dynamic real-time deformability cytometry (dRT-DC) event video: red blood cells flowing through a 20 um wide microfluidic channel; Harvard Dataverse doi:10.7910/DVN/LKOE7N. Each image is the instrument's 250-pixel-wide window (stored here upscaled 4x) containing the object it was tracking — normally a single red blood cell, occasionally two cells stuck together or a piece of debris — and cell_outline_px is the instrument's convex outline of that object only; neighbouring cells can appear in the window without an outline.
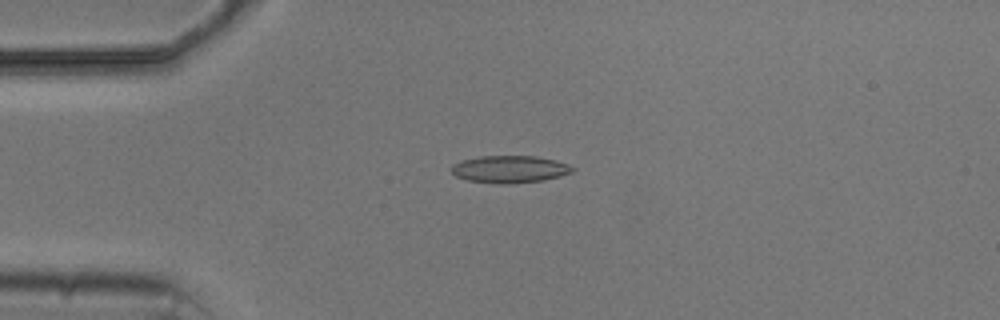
{"species": "common noctule bat (a hibernating species)", "species_latin": "Nyctalus noctula", "temperature_condition": "cold", "stored_images_in_passage": 4, "camera_frame_rate_fps": 3000, "um_per_image_px": 0.085, "animal": {"sex": "male", "body_mass_g": 20.5, "forearm_length_mm": 52.5}, "frame": {"image": 1, "passage_image": 4, "time_ms": 4.333, "image_size_px": [1000, 320], "cell_outline_px": [[576, 168], [572, 172], [560, 176], [544, 180], [508, 184], [500, 184], [468, 180], [456, 176], [452, 172], [452, 164], [464, 160], [480, 156], [536, 156], [556, 160], [568, 164]], "centroid_in_image_um": [43.36, 14.38], "position_along_channel_um": 41.6, "area_um2": 19.19}}